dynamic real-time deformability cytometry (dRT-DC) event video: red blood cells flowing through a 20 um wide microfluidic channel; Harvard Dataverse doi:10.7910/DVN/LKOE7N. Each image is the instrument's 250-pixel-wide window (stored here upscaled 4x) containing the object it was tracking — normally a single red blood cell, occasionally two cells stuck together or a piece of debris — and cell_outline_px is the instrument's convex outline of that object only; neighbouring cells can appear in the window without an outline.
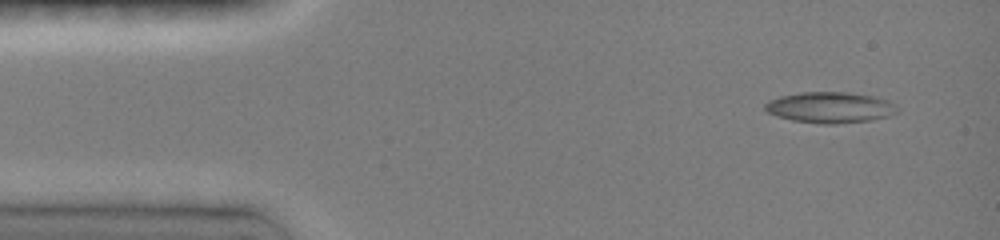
{"species": "common noctule bat (a hibernating species)", "species_latin": "Nyctalus noctula", "temperature_condition": "room temperature", "stored_images_in_passage": 7, "camera_frame_rate_fps": 3000, "um_per_image_px": 0.085, "animal": {"sex": "female", "body_mass_g": 19.0, "forearm_length_mm": 51.5}, "frame": {"image": 1, "passage_image": 1, "time_ms": 0.0, "image_size_px": [1000, 240], "cell_outline_px": [[900, 112], [888, 116], [868, 120], [832, 124], [824, 124], [792, 120], [768, 112], [764, 108], [764, 104], [768, 100], [780, 96], [800, 92], [848, 92], [876, 96], [888, 100], [896, 104], [900, 108]], "centroid_in_image_um": [70.61, 9.12], "position_along_channel_um": 14.4, "area_um2": 23.93}}
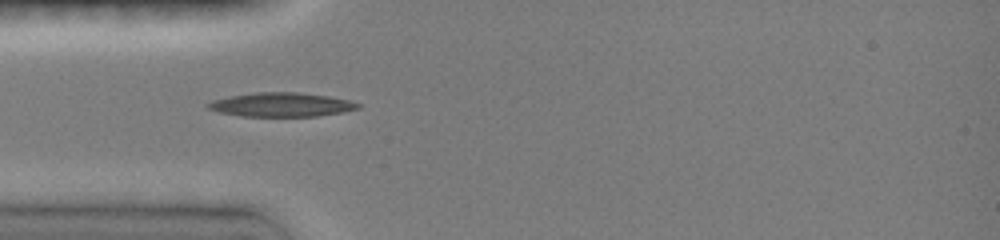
{"frame": {"image": 2, "passage_image": 6, "time_ms": 3.333, "image_size_px": [1000, 240], "cell_outline_px": [[360, 108], [340, 112], [316, 116], [240, 116], [220, 112], [208, 108], [204, 104], [212, 100], [228, 96], [256, 92], [296, 92], [328, 96], [348, 100], [360, 104]], "centroid_in_image_um": [23.86, 8.89], "position_along_channel_um": 61.1, "area_um2": 20.87}}